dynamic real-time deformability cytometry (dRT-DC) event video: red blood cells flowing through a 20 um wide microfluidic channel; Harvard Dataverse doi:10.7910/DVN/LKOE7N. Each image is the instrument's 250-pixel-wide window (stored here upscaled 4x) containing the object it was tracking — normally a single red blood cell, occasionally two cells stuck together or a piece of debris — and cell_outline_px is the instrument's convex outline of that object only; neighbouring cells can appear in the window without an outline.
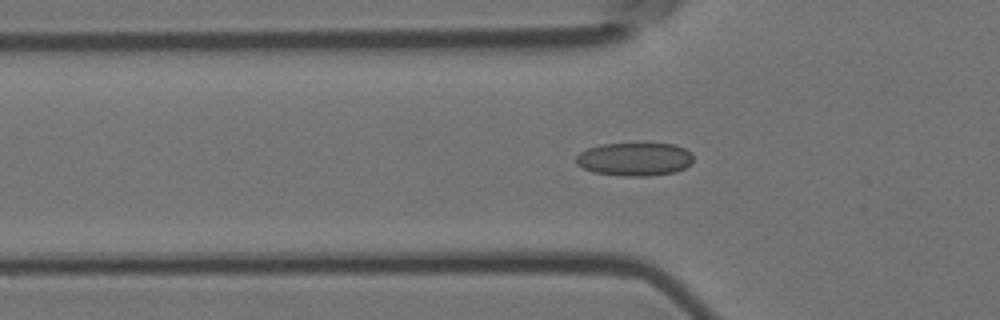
{"species": "Egyptian fruit bat (a non-hibernating species)", "species_latin": "Rousettus aegyptiacus", "temperature_condition": "room temperature", "stored_images_in_passage": 41, "camera_frame_rate_fps": 3000, "um_per_image_px": 0.085, "animal": {"sex": "female"}, "frame": {"image": 1, "passage_image": 3, "time_ms": 0.667, "image_size_px": [1000, 320], "cell_outline_px": [[692, 164], [676, 172], [648, 176], [620, 176], [592, 172], [576, 164], [576, 156], [580, 152], [588, 148], [600, 144], [676, 144], [692, 152]], "centroid_in_image_um": [53.95, 13.54], "position_along_channel_um": 71.8, "area_um2": 22.89}}
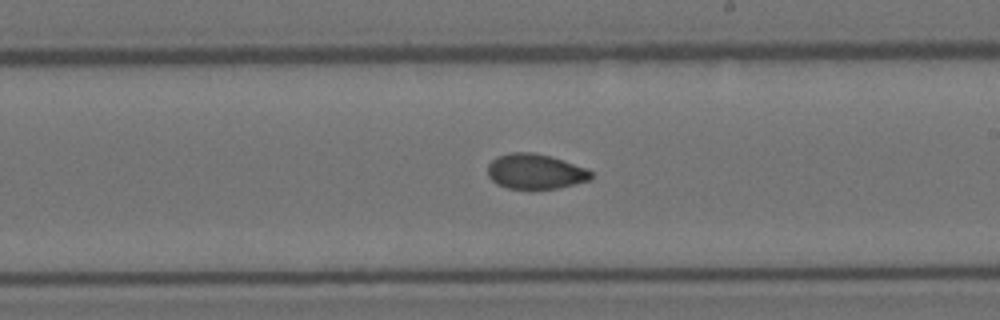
{"frame": {"image": 2, "passage_image": 17, "time_ms": 5.333, "image_size_px": [1000, 320], "cell_outline_px": [[592, 180], [560, 188], [508, 188], [496, 184], [488, 176], [488, 164], [496, 156], [512, 152], [532, 152], [552, 156], [588, 168], [592, 172]], "centroid_in_image_um": [45.53, 14.56], "position_along_channel_um": 243.5, "area_um2": 21.39}}
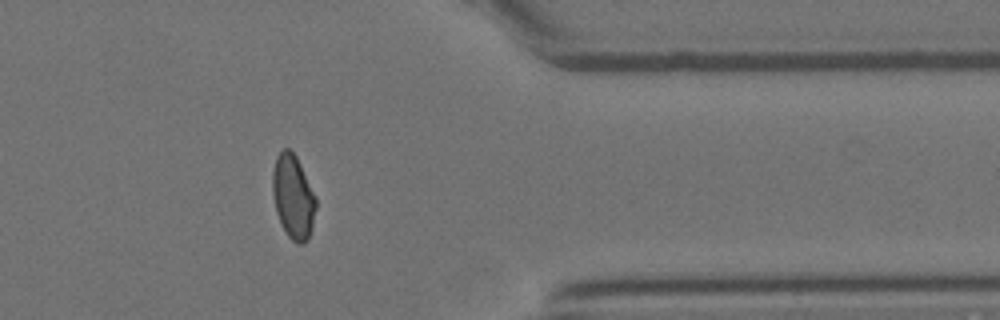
{"frame": {"image": 3, "passage_image": 30, "time_ms": 9.667, "image_size_px": [1000, 320], "cell_outline_px": [[316, 208], [312, 228], [308, 240], [304, 244], [296, 244], [288, 236], [280, 224], [276, 212], [272, 192], [272, 172], [276, 156], [284, 148], [288, 148], [296, 156], [316, 196]], "centroid_in_image_um": [24.91, 16.76], "position_along_channel_um": 386.5, "area_um2": 21.44}, "authors_computed_cell_mechanics": {"area_um2": 21.5016, "velocity_mm_per_s": 3.66, "shape_relaxation_time_tau1_ms": null, "shape_relaxation_time_tau2_ms": 1.3145, "deformation_change_tau1": null, "deformation_change_tau2": 0.0445}}